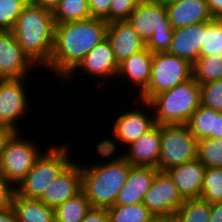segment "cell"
Segmentation results:
<instances>
[{
  "instance_id": "6da1fadb",
  "label": "cell",
  "mask_w": 222,
  "mask_h": 222,
  "mask_svg": "<svg viewBox=\"0 0 222 222\" xmlns=\"http://www.w3.org/2000/svg\"><path fill=\"white\" fill-rule=\"evenodd\" d=\"M108 24L104 19L94 17L55 24L53 51L45 68L64 79L95 46L106 39Z\"/></svg>"
},
{
  "instance_id": "7a4b0ae2",
  "label": "cell",
  "mask_w": 222,
  "mask_h": 222,
  "mask_svg": "<svg viewBox=\"0 0 222 222\" xmlns=\"http://www.w3.org/2000/svg\"><path fill=\"white\" fill-rule=\"evenodd\" d=\"M54 27L52 11L29 2L11 31L28 58L46 67L53 51Z\"/></svg>"
},
{
  "instance_id": "3957f363",
  "label": "cell",
  "mask_w": 222,
  "mask_h": 222,
  "mask_svg": "<svg viewBox=\"0 0 222 222\" xmlns=\"http://www.w3.org/2000/svg\"><path fill=\"white\" fill-rule=\"evenodd\" d=\"M115 158L100 165L89 167L81 165V190L89 200L91 207L109 208L113 206L119 191L127 181L132 165L122 154Z\"/></svg>"
},
{
  "instance_id": "277c9868",
  "label": "cell",
  "mask_w": 222,
  "mask_h": 222,
  "mask_svg": "<svg viewBox=\"0 0 222 222\" xmlns=\"http://www.w3.org/2000/svg\"><path fill=\"white\" fill-rule=\"evenodd\" d=\"M144 105L154 111L156 124H187L192 113L201 105V87L191 77L186 82L155 95Z\"/></svg>"
},
{
  "instance_id": "5b68a950",
  "label": "cell",
  "mask_w": 222,
  "mask_h": 222,
  "mask_svg": "<svg viewBox=\"0 0 222 222\" xmlns=\"http://www.w3.org/2000/svg\"><path fill=\"white\" fill-rule=\"evenodd\" d=\"M127 22L133 27L151 53L167 52L173 36L165 3L159 0H142Z\"/></svg>"
},
{
  "instance_id": "8992f818",
  "label": "cell",
  "mask_w": 222,
  "mask_h": 222,
  "mask_svg": "<svg viewBox=\"0 0 222 222\" xmlns=\"http://www.w3.org/2000/svg\"><path fill=\"white\" fill-rule=\"evenodd\" d=\"M67 147L51 146L37 158L32 169L16 186L19 196L39 200L46 188L73 162Z\"/></svg>"
},
{
  "instance_id": "52a82bcc",
  "label": "cell",
  "mask_w": 222,
  "mask_h": 222,
  "mask_svg": "<svg viewBox=\"0 0 222 222\" xmlns=\"http://www.w3.org/2000/svg\"><path fill=\"white\" fill-rule=\"evenodd\" d=\"M192 77V64L184 58L167 52L153 53L151 78L139 95L140 101L149 102L155 95L182 84Z\"/></svg>"
},
{
  "instance_id": "ba28073f",
  "label": "cell",
  "mask_w": 222,
  "mask_h": 222,
  "mask_svg": "<svg viewBox=\"0 0 222 222\" xmlns=\"http://www.w3.org/2000/svg\"><path fill=\"white\" fill-rule=\"evenodd\" d=\"M161 150L158 170H166L197 158L198 140L187 124L160 125Z\"/></svg>"
},
{
  "instance_id": "9c48e42d",
  "label": "cell",
  "mask_w": 222,
  "mask_h": 222,
  "mask_svg": "<svg viewBox=\"0 0 222 222\" xmlns=\"http://www.w3.org/2000/svg\"><path fill=\"white\" fill-rule=\"evenodd\" d=\"M15 132L0 152V174L17 186L42 154L34 141L22 139Z\"/></svg>"
},
{
  "instance_id": "30bf717a",
  "label": "cell",
  "mask_w": 222,
  "mask_h": 222,
  "mask_svg": "<svg viewBox=\"0 0 222 222\" xmlns=\"http://www.w3.org/2000/svg\"><path fill=\"white\" fill-rule=\"evenodd\" d=\"M184 199L179 194L177 186L170 176L158 171L145 193L142 203L155 217L174 215L183 204Z\"/></svg>"
},
{
  "instance_id": "8fae6325",
  "label": "cell",
  "mask_w": 222,
  "mask_h": 222,
  "mask_svg": "<svg viewBox=\"0 0 222 222\" xmlns=\"http://www.w3.org/2000/svg\"><path fill=\"white\" fill-rule=\"evenodd\" d=\"M24 79H0V123L18 131V120L29 110Z\"/></svg>"
},
{
  "instance_id": "7c38bea8",
  "label": "cell",
  "mask_w": 222,
  "mask_h": 222,
  "mask_svg": "<svg viewBox=\"0 0 222 222\" xmlns=\"http://www.w3.org/2000/svg\"><path fill=\"white\" fill-rule=\"evenodd\" d=\"M34 66L36 65L23 52L13 32L0 31V79L26 78Z\"/></svg>"
},
{
  "instance_id": "4fadbf2b",
  "label": "cell",
  "mask_w": 222,
  "mask_h": 222,
  "mask_svg": "<svg viewBox=\"0 0 222 222\" xmlns=\"http://www.w3.org/2000/svg\"><path fill=\"white\" fill-rule=\"evenodd\" d=\"M81 164L72 162L42 194L40 201L55 208L66 200L75 197L82 190Z\"/></svg>"
},
{
  "instance_id": "5bb4252c",
  "label": "cell",
  "mask_w": 222,
  "mask_h": 222,
  "mask_svg": "<svg viewBox=\"0 0 222 222\" xmlns=\"http://www.w3.org/2000/svg\"><path fill=\"white\" fill-rule=\"evenodd\" d=\"M205 33H207V22L174 29L167 53L187 59L193 64L200 57Z\"/></svg>"
},
{
  "instance_id": "9a60e30c",
  "label": "cell",
  "mask_w": 222,
  "mask_h": 222,
  "mask_svg": "<svg viewBox=\"0 0 222 222\" xmlns=\"http://www.w3.org/2000/svg\"><path fill=\"white\" fill-rule=\"evenodd\" d=\"M106 38L111 45L118 65L146 48L144 40L140 38L127 20L110 22L107 27Z\"/></svg>"
},
{
  "instance_id": "2e32d148",
  "label": "cell",
  "mask_w": 222,
  "mask_h": 222,
  "mask_svg": "<svg viewBox=\"0 0 222 222\" xmlns=\"http://www.w3.org/2000/svg\"><path fill=\"white\" fill-rule=\"evenodd\" d=\"M77 69L104 79L117 76L119 65L107 38L95 46L64 79L70 80Z\"/></svg>"
},
{
  "instance_id": "e0dca14e",
  "label": "cell",
  "mask_w": 222,
  "mask_h": 222,
  "mask_svg": "<svg viewBox=\"0 0 222 222\" xmlns=\"http://www.w3.org/2000/svg\"><path fill=\"white\" fill-rule=\"evenodd\" d=\"M128 152L123 157L132 166H148L158 169V161L161 150V130L156 124L137 140L128 145Z\"/></svg>"
},
{
  "instance_id": "ac0fdd59",
  "label": "cell",
  "mask_w": 222,
  "mask_h": 222,
  "mask_svg": "<svg viewBox=\"0 0 222 222\" xmlns=\"http://www.w3.org/2000/svg\"><path fill=\"white\" fill-rule=\"evenodd\" d=\"M205 170L204 164L195 158L165 172L170 176L177 186L179 194L185 200L200 197Z\"/></svg>"
},
{
  "instance_id": "d6986e66",
  "label": "cell",
  "mask_w": 222,
  "mask_h": 222,
  "mask_svg": "<svg viewBox=\"0 0 222 222\" xmlns=\"http://www.w3.org/2000/svg\"><path fill=\"white\" fill-rule=\"evenodd\" d=\"M165 5L173 29L214 19L206 0H175Z\"/></svg>"
},
{
  "instance_id": "ffe728a7",
  "label": "cell",
  "mask_w": 222,
  "mask_h": 222,
  "mask_svg": "<svg viewBox=\"0 0 222 222\" xmlns=\"http://www.w3.org/2000/svg\"><path fill=\"white\" fill-rule=\"evenodd\" d=\"M159 170L148 166H131L127 181L119 191L114 205L141 203Z\"/></svg>"
},
{
  "instance_id": "44dd1931",
  "label": "cell",
  "mask_w": 222,
  "mask_h": 222,
  "mask_svg": "<svg viewBox=\"0 0 222 222\" xmlns=\"http://www.w3.org/2000/svg\"><path fill=\"white\" fill-rule=\"evenodd\" d=\"M142 111L134 109L118 115L113 126L116 140L128 146L156 125L154 115Z\"/></svg>"
},
{
  "instance_id": "7402d4cb",
  "label": "cell",
  "mask_w": 222,
  "mask_h": 222,
  "mask_svg": "<svg viewBox=\"0 0 222 222\" xmlns=\"http://www.w3.org/2000/svg\"><path fill=\"white\" fill-rule=\"evenodd\" d=\"M153 53L147 48L133 54L119 64L117 77H127L137 86L140 95L148 86L151 78Z\"/></svg>"
},
{
  "instance_id": "603a6c76",
  "label": "cell",
  "mask_w": 222,
  "mask_h": 222,
  "mask_svg": "<svg viewBox=\"0 0 222 222\" xmlns=\"http://www.w3.org/2000/svg\"><path fill=\"white\" fill-rule=\"evenodd\" d=\"M192 135L199 141L222 138V112L200 105L187 123Z\"/></svg>"
},
{
  "instance_id": "cb8c5ba5",
  "label": "cell",
  "mask_w": 222,
  "mask_h": 222,
  "mask_svg": "<svg viewBox=\"0 0 222 222\" xmlns=\"http://www.w3.org/2000/svg\"><path fill=\"white\" fill-rule=\"evenodd\" d=\"M18 222H55L54 208L37 199L14 196L12 206Z\"/></svg>"
},
{
  "instance_id": "d4e9b609",
  "label": "cell",
  "mask_w": 222,
  "mask_h": 222,
  "mask_svg": "<svg viewBox=\"0 0 222 222\" xmlns=\"http://www.w3.org/2000/svg\"><path fill=\"white\" fill-rule=\"evenodd\" d=\"M91 208L89 200L81 191L54 208L55 222H81Z\"/></svg>"
},
{
  "instance_id": "484cf974",
  "label": "cell",
  "mask_w": 222,
  "mask_h": 222,
  "mask_svg": "<svg viewBox=\"0 0 222 222\" xmlns=\"http://www.w3.org/2000/svg\"><path fill=\"white\" fill-rule=\"evenodd\" d=\"M192 78L199 85L222 79V54L199 57L192 64Z\"/></svg>"
},
{
  "instance_id": "4316f807",
  "label": "cell",
  "mask_w": 222,
  "mask_h": 222,
  "mask_svg": "<svg viewBox=\"0 0 222 222\" xmlns=\"http://www.w3.org/2000/svg\"><path fill=\"white\" fill-rule=\"evenodd\" d=\"M52 13L55 24L92 18L88 0H62Z\"/></svg>"
},
{
  "instance_id": "83f0119b",
  "label": "cell",
  "mask_w": 222,
  "mask_h": 222,
  "mask_svg": "<svg viewBox=\"0 0 222 222\" xmlns=\"http://www.w3.org/2000/svg\"><path fill=\"white\" fill-rule=\"evenodd\" d=\"M107 209L109 222H151L156 218L142 202L113 205Z\"/></svg>"
},
{
  "instance_id": "f1b7e54d",
  "label": "cell",
  "mask_w": 222,
  "mask_h": 222,
  "mask_svg": "<svg viewBox=\"0 0 222 222\" xmlns=\"http://www.w3.org/2000/svg\"><path fill=\"white\" fill-rule=\"evenodd\" d=\"M176 215L181 222H209L210 203L200 198L185 199Z\"/></svg>"
},
{
  "instance_id": "f546056e",
  "label": "cell",
  "mask_w": 222,
  "mask_h": 222,
  "mask_svg": "<svg viewBox=\"0 0 222 222\" xmlns=\"http://www.w3.org/2000/svg\"><path fill=\"white\" fill-rule=\"evenodd\" d=\"M197 158L205 168H222V138H205L198 141Z\"/></svg>"
},
{
  "instance_id": "4dcf8cb0",
  "label": "cell",
  "mask_w": 222,
  "mask_h": 222,
  "mask_svg": "<svg viewBox=\"0 0 222 222\" xmlns=\"http://www.w3.org/2000/svg\"><path fill=\"white\" fill-rule=\"evenodd\" d=\"M199 198L210 204L222 202V168H206Z\"/></svg>"
},
{
  "instance_id": "1f68e13d",
  "label": "cell",
  "mask_w": 222,
  "mask_h": 222,
  "mask_svg": "<svg viewBox=\"0 0 222 222\" xmlns=\"http://www.w3.org/2000/svg\"><path fill=\"white\" fill-rule=\"evenodd\" d=\"M220 54H222V19L214 18L211 21H207V33H205L200 57Z\"/></svg>"
},
{
  "instance_id": "d6a6232c",
  "label": "cell",
  "mask_w": 222,
  "mask_h": 222,
  "mask_svg": "<svg viewBox=\"0 0 222 222\" xmlns=\"http://www.w3.org/2000/svg\"><path fill=\"white\" fill-rule=\"evenodd\" d=\"M30 0H0V31H11Z\"/></svg>"
},
{
  "instance_id": "836d02e7",
  "label": "cell",
  "mask_w": 222,
  "mask_h": 222,
  "mask_svg": "<svg viewBox=\"0 0 222 222\" xmlns=\"http://www.w3.org/2000/svg\"><path fill=\"white\" fill-rule=\"evenodd\" d=\"M201 105L222 112V79L200 85Z\"/></svg>"
},
{
  "instance_id": "e575fe53",
  "label": "cell",
  "mask_w": 222,
  "mask_h": 222,
  "mask_svg": "<svg viewBox=\"0 0 222 222\" xmlns=\"http://www.w3.org/2000/svg\"><path fill=\"white\" fill-rule=\"evenodd\" d=\"M142 0H112L109 9V23L112 21L127 20L134 8Z\"/></svg>"
},
{
  "instance_id": "d590c367",
  "label": "cell",
  "mask_w": 222,
  "mask_h": 222,
  "mask_svg": "<svg viewBox=\"0 0 222 222\" xmlns=\"http://www.w3.org/2000/svg\"><path fill=\"white\" fill-rule=\"evenodd\" d=\"M16 193V186L0 174V211L12 208Z\"/></svg>"
},
{
  "instance_id": "8d00e7d4",
  "label": "cell",
  "mask_w": 222,
  "mask_h": 222,
  "mask_svg": "<svg viewBox=\"0 0 222 222\" xmlns=\"http://www.w3.org/2000/svg\"><path fill=\"white\" fill-rule=\"evenodd\" d=\"M112 0H88L91 17L102 18L109 23V9Z\"/></svg>"
},
{
  "instance_id": "74e56055",
  "label": "cell",
  "mask_w": 222,
  "mask_h": 222,
  "mask_svg": "<svg viewBox=\"0 0 222 222\" xmlns=\"http://www.w3.org/2000/svg\"><path fill=\"white\" fill-rule=\"evenodd\" d=\"M81 222H109L108 209L92 207Z\"/></svg>"
},
{
  "instance_id": "f35d334b",
  "label": "cell",
  "mask_w": 222,
  "mask_h": 222,
  "mask_svg": "<svg viewBox=\"0 0 222 222\" xmlns=\"http://www.w3.org/2000/svg\"><path fill=\"white\" fill-rule=\"evenodd\" d=\"M14 133L15 131L12 130L9 126L0 123V152Z\"/></svg>"
},
{
  "instance_id": "ab89813d",
  "label": "cell",
  "mask_w": 222,
  "mask_h": 222,
  "mask_svg": "<svg viewBox=\"0 0 222 222\" xmlns=\"http://www.w3.org/2000/svg\"><path fill=\"white\" fill-rule=\"evenodd\" d=\"M209 222H222V202L210 204Z\"/></svg>"
},
{
  "instance_id": "60d3db41",
  "label": "cell",
  "mask_w": 222,
  "mask_h": 222,
  "mask_svg": "<svg viewBox=\"0 0 222 222\" xmlns=\"http://www.w3.org/2000/svg\"><path fill=\"white\" fill-rule=\"evenodd\" d=\"M214 18L222 19V0H206Z\"/></svg>"
},
{
  "instance_id": "b9f144b4",
  "label": "cell",
  "mask_w": 222,
  "mask_h": 222,
  "mask_svg": "<svg viewBox=\"0 0 222 222\" xmlns=\"http://www.w3.org/2000/svg\"><path fill=\"white\" fill-rule=\"evenodd\" d=\"M62 0H30L32 4L41 6L50 11H54Z\"/></svg>"
},
{
  "instance_id": "7bdbcfd3",
  "label": "cell",
  "mask_w": 222,
  "mask_h": 222,
  "mask_svg": "<svg viewBox=\"0 0 222 222\" xmlns=\"http://www.w3.org/2000/svg\"><path fill=\"white\" fill-rule=\"evenodd\" d=\"M0 222H18L13 208L0 211Z\"/></svg>"
},
{
  "instance_id": "ee69618b",
  "label": "cell",
  "mask_w": 222,
  "mask_h": 222,
  "mask_svg": "<svg viewBox=\"0 0 222 222\" xmlns=\"http://www.w3.org/2000/svg\"><path fill=\"white\" fill-rule=\"evenodd\" d=\"M161 222H181L176 214L169 216H161Z\"/></svg>"
},
{
  "instance_id": "f6af8a7d",
  "label": "cell",
  "mask_w": 222,
  "mask_h": 222,
  "mask_svg": "<svg viewBox=\"0 0 222 222\" xmlns=\"http://www.w3.org/2000/svg\"><path fill=\"white\" fill-rule=\"evenodd\" d=\"M151 222H161V217H156Z\"/></svg>"
},
{
  "instance_id": "bcb514c9",
  "label": "cell",
  "mask_w": 222,
  "mask_h": 222,
  "mask_svg": "<svg viewBox=\"0 0 222 222\" xmlns=\"http://www.w3.org/2000/svg\"><path fill=\"white\" fill-rule=\"evenodd\" d=\"M159 1H162L163 3H166V2H172V1H175V0H159Z\"/></svg>"
}]
</instances>
